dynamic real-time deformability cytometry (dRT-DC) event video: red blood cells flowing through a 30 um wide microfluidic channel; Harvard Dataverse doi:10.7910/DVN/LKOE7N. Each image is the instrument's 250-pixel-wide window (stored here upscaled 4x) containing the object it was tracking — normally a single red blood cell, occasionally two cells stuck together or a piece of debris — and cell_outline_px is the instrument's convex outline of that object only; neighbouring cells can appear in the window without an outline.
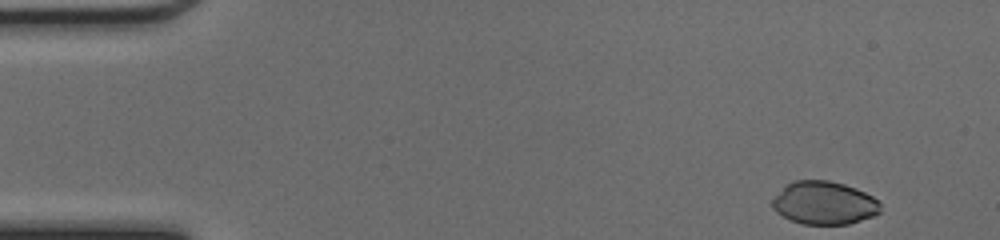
{"species": "common noctule bat (a hibernating species)", "species_latin": "Nyctalus noctula", "temperature_condition": "cold", "stored_images_in_passage": 37, "camera_frame_rate_fps": 3000, "um_per_image_px": 0.085, "animal": {"sex": "female", "body_mass_g": 17.0, "forearm_length_mm": 48.0}, "frame": {"image": 1, "passage_image": 1, "time_ms": 0.0, "image_size_px": [1000, 240], "cell_outline_px": [[880, 212], [872, 216], [848, 224], [804, 224], [792, 220], [776, 212], [772, 208], [772, 200], [792, 180], [828, 180], [844, 184], [856, 188], [872, 196], [880, 204]], "centroid_in_image_um": [70.06, 17.24], "position_along_channel_um": 14.9, "area_um2": 26.82}}
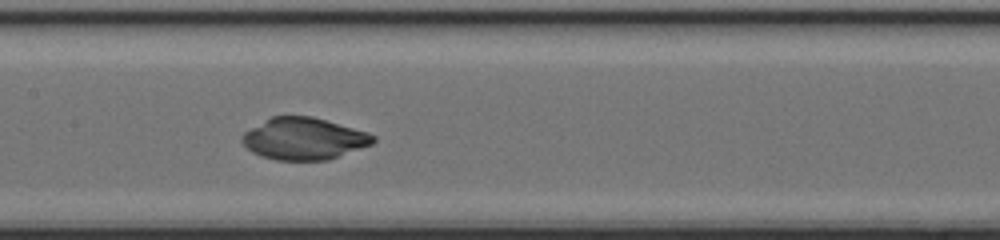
{"frame": {"image": 2, "passage_image": 21, "time_ms": 6.667, "image_size_px": [1000, 240], "cell_outline_px": [[376, 140], [372, 144], [328, 160], [276, 160], [260, 156], [252, 152], [240, 140], [240, 136], [244, 132], [272, 116], [312, 116], [368, 132], [376, 136]], "centroid_in_image_um": [25.83, 11.79], "position_along_channel_um": 181.6, "area_um2": 31.96}}
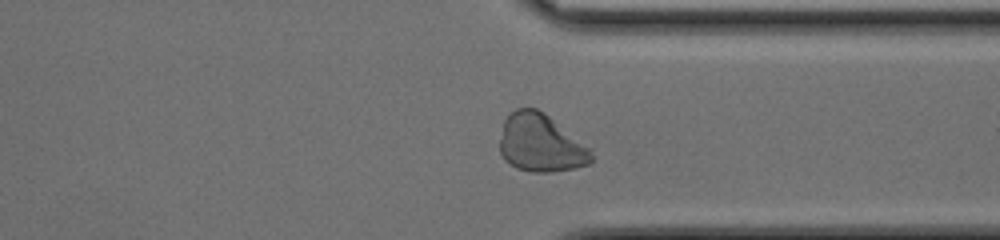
{"frame": {"image": 3, "passage_image": 34, "time_ms": 11.0, "image_size_px": [1000, 240], "cell_outline_px": [[592, 160], [588, 164], [572, 168], [548, 172], [532, 172], [516, 168], [504, 160], [500, 152], [500, 140], [504, 120], [516, 108], [536, 108], [544, 112], [592, 148]], "centroid_in_image_um": [45.97, 12.17], "position_along_channel_um": 365.4, "area_um2": 30.92}}